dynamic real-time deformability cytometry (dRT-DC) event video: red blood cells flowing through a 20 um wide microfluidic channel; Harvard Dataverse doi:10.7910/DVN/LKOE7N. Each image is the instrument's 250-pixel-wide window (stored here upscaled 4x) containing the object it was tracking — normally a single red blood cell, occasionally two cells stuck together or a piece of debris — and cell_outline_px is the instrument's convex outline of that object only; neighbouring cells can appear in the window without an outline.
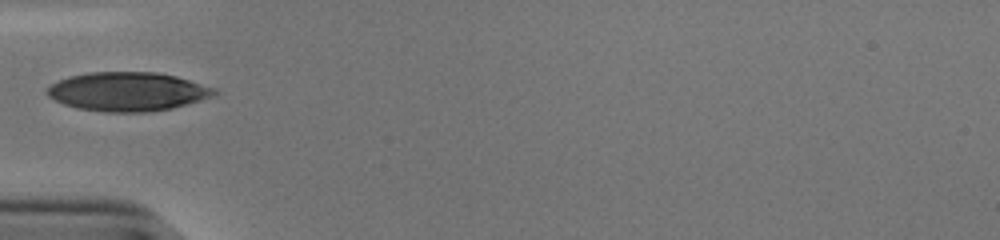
{"species": "human", "species_latin": "Homo sapiens", "temperature_condition": "cold", "stored_images_in_passage": 22, "camera_frame_rate_fps": 3000, "um_per_image_px": 0.085, "donor": {"sex": "male"}, "frame": {"image": 1, "passage_image": 1, "time_ms": 0.0, "image_size_px": [1000, 240], "cell_outline_px": [[216, 92], [212, 96], [200, 100], [172, 108], [148, 112], [104, 112], [80, 108], [64, 104], [48, 96], [44, 92], [52, 84], [68, 76], [88, 72], [156, 72], [176, 76], [216, 88]], "centroid_in_image_um": [10.84, 7.78], "position_along_channel_um": 74.2, "area_um2": 37.74}}
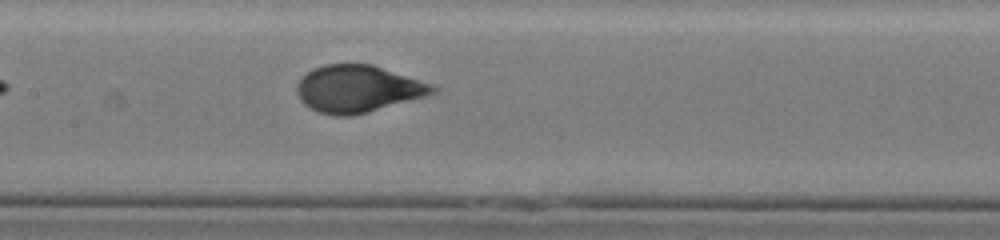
{"frame": {"image": 2, "passage_image": 9, "time_ms": 2.667, "image_size_px": [1000, 240], "cell_outline_px": [[436, 92], [424, 96], [368, 112], [352, 116], [336, 116], [320, 112], [304, 104], [300, 100], [296, 92], [296, 84], [312, 68], [324, 64], [372, 64], [432, 84], [436, 88]], "centroid_in_image_um": [30.38, 7.55], "position_along_channel_um": 177.0, "area_um2": 36.93}}
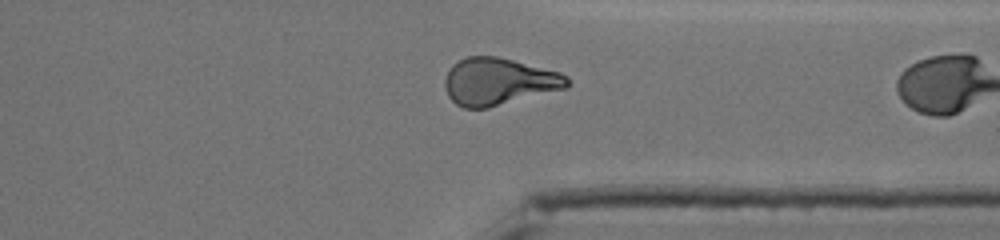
{"frame": {"image": 3, "passage_image": 21, "time_ms": 6.667, "image_size_px": [1000, 240], "cell_outline_px": [[568, 88], [488, 108], [464, 108], [456, 104], [448, 96], [444, 88], [444, 80], [452, 64], [464, 56], [496, 56], [560, 72], [568, 76]], "centroid_in_image_um": [42.37, 6.93], "position_along_channel_um": 369.0, "area_um2": 33.76}}